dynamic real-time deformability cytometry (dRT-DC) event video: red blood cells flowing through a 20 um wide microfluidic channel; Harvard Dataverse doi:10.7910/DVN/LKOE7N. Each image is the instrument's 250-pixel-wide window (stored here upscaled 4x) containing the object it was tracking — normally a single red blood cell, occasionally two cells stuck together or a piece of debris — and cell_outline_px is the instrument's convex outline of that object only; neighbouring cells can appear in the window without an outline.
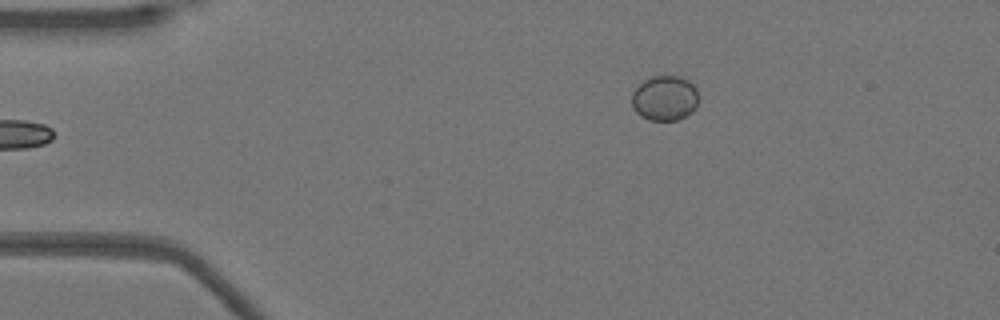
{"species": "Egyptian fruit bat (a non-hibernating species)", "species_latin": "Rousettus aegyptiacus", "temperature_condition": "warm", "stored_images_in_passage": 36, "camera_frame_rate_fps": 3000, "um_per_image_px": 0.085, "animal": {"sex": "female"}, "frame": {"image": 1, "passage_image": 1, "time_ms": 0.0, "image_size_px": [1000, 320], "cell_outline_px": [[700, 96], [696, 108], [692, 112], [676, 120], [648, 120], [640, 116], [632, 108], [632, 92], [644, 80], [652, 76], [684, 76], [696, 88]], "centroid_in_image_um": [56.52, 8.34], "position_along_channel_um": 28.5, "area_um2": 17.8}}
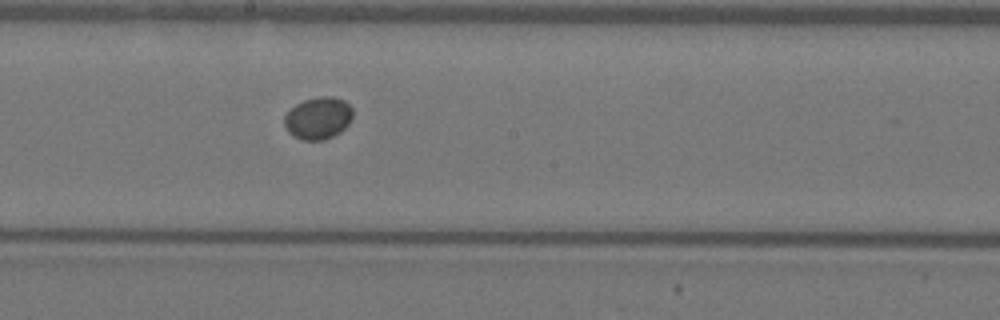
{"frame": {"image": 2, "passage_image": 20, "time_ms": 6.333, "image_size_px": [1000, 320], "cell_outline_px": [[352, 116], [348, 124], [340, 132], [324, 140], [304, 140], [292, 136], [288, 132], [284, 124], [284, 116], [296, 104], [304, 100], [320, 96], [332, 96], [344, 100], [352, 108]], "centroid_in_image_um": [27.03, 10.04], "position_along_channel_um": 221.2, "area_um2": 16.76}}
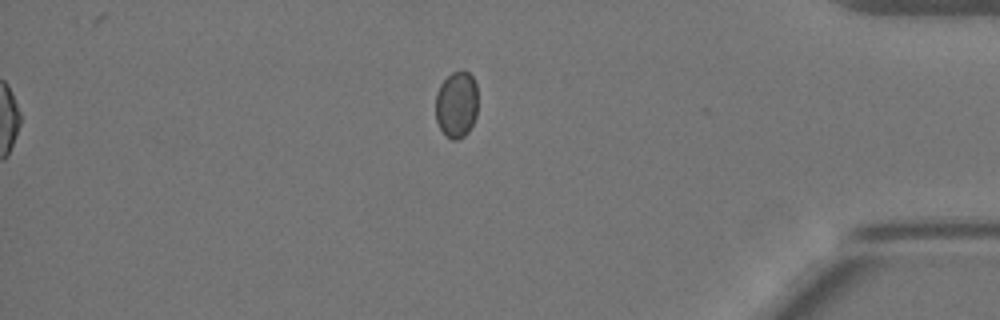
{"frame": {"image": 3, "passage_image": 36, "time_ms": 11.667, "image_size_px": [1000, 320], "cell_outline_px": [[476, 116], [468, 132], [464, 136], [456, 140], [452, 140], [440, 128], [436, 120], [436, 92], [440, 84], [452, 72], [468, 72], [472, 76], [476, 84]], "centroid_in_image_um": [38.79, 8.88], "position_along_channel_um": 396.4, "area_um2": 16.18}}